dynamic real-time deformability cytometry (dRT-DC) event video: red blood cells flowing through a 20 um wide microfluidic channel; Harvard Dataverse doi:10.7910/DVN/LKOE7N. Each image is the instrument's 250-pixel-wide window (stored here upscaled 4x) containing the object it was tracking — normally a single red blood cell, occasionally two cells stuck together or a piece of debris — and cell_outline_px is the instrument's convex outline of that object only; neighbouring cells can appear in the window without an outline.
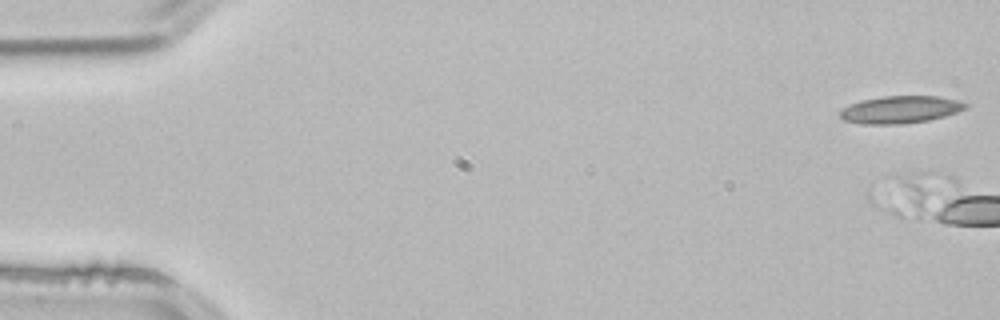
{"species": "common noctule bat (a hibernating species)", "species_latin": "Nyctalus noctula", "temperature_condition": "room temperature", "stored_images_in_passage": 4, "camera_frame_rate_fps": 3000, "um_per_image_px": 0.085, "animal": {"sex": "male", "body_mass_g": 21.5, "forearm_length_mm": 52.0}, "frame": {"image": 1, "passage_image": 1, "time_ms": 0.0, "image_size_px": [1000, 320], "cell_outline_px": [[968, 108], [944, 116], [928, 120], [904, 124], [860, 124], [844, 120], [840, 116], [840, 112], [844, 108], [860, 100], [884, 96], [936, 96], [956, 100], [968, 104]], "centroid_in_image_um": [76.53, 9.32], "position_along_channel_um": 8.5, "area_um2": 19.88}}